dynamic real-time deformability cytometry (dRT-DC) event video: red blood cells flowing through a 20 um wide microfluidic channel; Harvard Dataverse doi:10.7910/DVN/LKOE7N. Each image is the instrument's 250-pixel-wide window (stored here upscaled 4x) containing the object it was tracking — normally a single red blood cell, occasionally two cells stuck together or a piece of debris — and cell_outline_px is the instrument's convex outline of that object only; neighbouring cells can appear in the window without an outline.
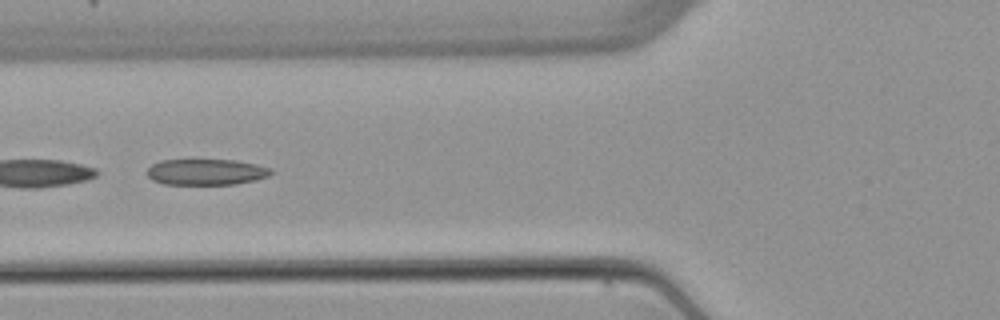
{"species": "common noctule bat (a hibernating species)", "species_latin": "Nyctalus noctula", "temperature_condition": "warm", "stored_images_in_passage": 8, "camera_frame_rate_fps": 3000, "um_per_image_px": 0.085, "animal": {"sex": "female", "body_mass_g": 22.7, "forearm_length_mm": 54.2}, "frame": {"image": 1, "passage_image": 6, "time_ms": 6.0, "image_size_px": [1000, 320], "cell_outline_px": [[272, 172], [268, 176], [236, 184], [164, 184], [152, 180], [148, 176], [148, 168], [152, 164], [160, 160], [236, 160], [256, 164], [272, 168]], "centroid_in_image_um": [17.51, 14.61], "position_along_channel_um": 108.3, "area_um2": 18.67}}
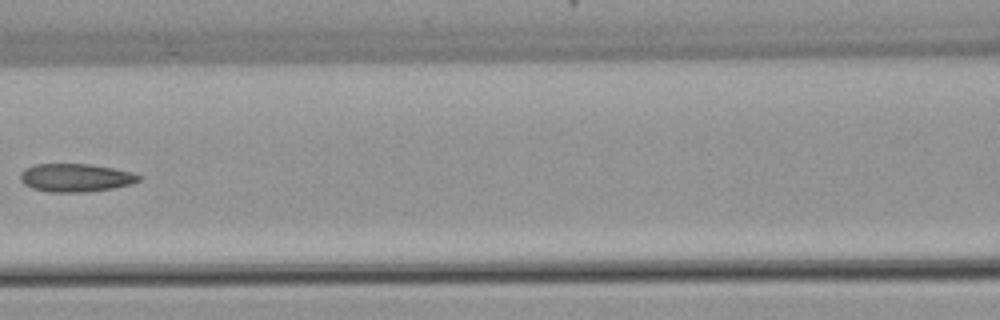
{"frame": {"image": 2, "passage_image": 7, "time_ms": 7.333, "image_size_px": [1000, 320], "cell_outline_px": [[140, 180], [132, 184], [112, 188], [84, 192], [48, 192], [32, 188], [24, 184], [20, 180], [20, 172], [24, 168], [36, 164], [88, 164], [112, 168], [132, 172], [140, 176]], "centroid_in_image_um": [6.39, 15.1], "position_along_channel_um": 160.2, "area_um2": 19.42}}
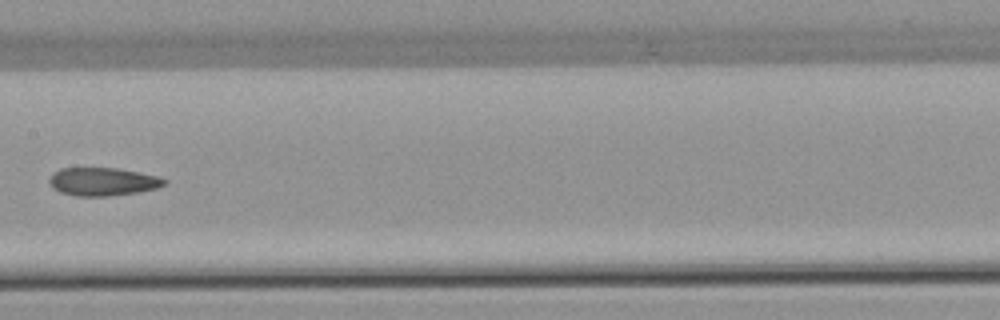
{"frame": {"image": 3, "passage_image": 8, "time_ms": 8.333, "image_size_px": [1000, 320], "cell_outline_px": [[168, 184], [156, 188], [136, 192], [108, 196], [76, 196], [60, 192], [52, 188], [48, 184], [48, 180], [52, 172], [60, 168], [116, 168], [160, 176], [168, 180]], "centroid_in_image_um": [8.72, 15.43], "position_along_channel_um": 198.7, "area_um2": 19.07}}